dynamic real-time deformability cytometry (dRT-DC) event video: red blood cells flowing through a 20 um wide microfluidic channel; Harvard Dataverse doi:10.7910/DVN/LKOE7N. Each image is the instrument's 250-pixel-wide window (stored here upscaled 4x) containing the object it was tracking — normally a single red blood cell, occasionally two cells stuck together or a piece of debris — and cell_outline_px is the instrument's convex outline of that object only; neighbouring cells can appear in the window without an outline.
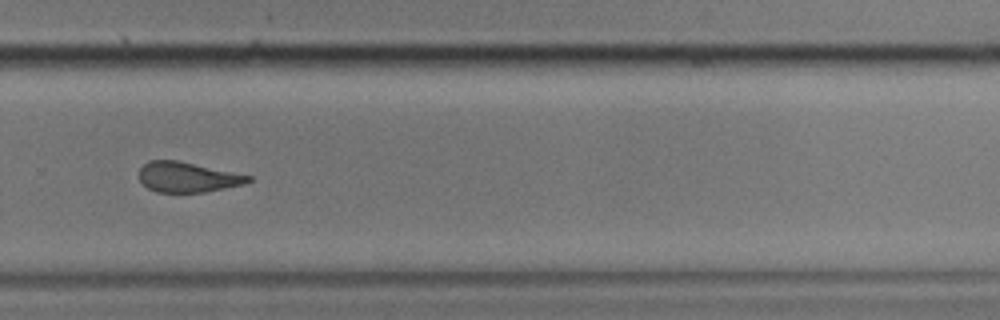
{"species": "common noctule bat (a hibernating species)", "species_latin": "Nyctalus noctula", "temperature_condition": "cold", "stored_images_in_passage": 43, "camera_frame_rate_fps": 3000, "um_per_image_px": 0.085, "animal": {"sex": "male", "body_mass_g": 17.9}, "frame": {"image": 1, "passage_image": 25, "time_ms": 8.0, "image_size_px": [1000, 320], "cell_outline_px": [[252, 180], [244, 184], [204, 192], [156, 192], [148, 188], [140, 180], [140, 168], [148, 160], [176, 160], [252, 176]], "centroid_in_image_um": [15.93, 15.05], "position_along_channel_um": 313.9, "area_um2": 18.96}, "authors_computed_cell_mechanics": {"area_um2": 20.9814, "velocity_mm_per_s": 3.4215, "shape_relaxation_time_tau1_ms": 5.9282, "shape_relaxation_time_tau2_ms": 2.4928, "deformation_change_tau1": 0.1771, "deformation_change_tau2": 0.1077}}